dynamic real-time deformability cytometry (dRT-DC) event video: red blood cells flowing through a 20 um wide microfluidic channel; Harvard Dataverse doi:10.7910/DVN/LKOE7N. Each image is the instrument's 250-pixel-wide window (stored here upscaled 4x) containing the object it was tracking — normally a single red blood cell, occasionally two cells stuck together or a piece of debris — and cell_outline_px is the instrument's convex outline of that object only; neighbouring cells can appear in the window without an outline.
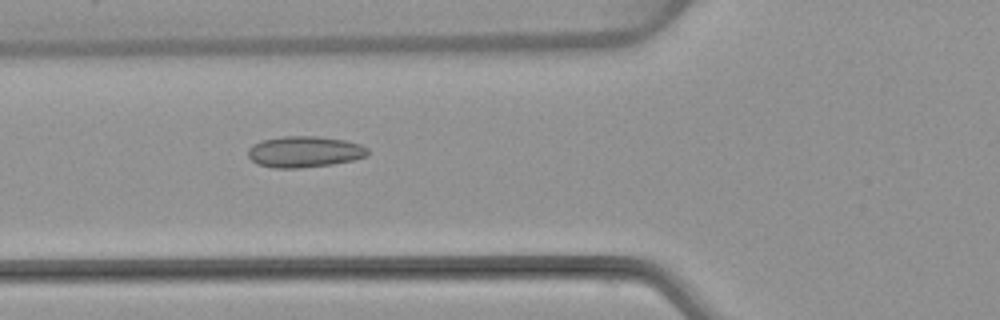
{"species": "common noctule bat (a hibernating species)", "species_latin": "Nyctalus noctula", "temperature_condition": "warm", "stored_images_in_passage": 6, "camera_frame_rate_fps": 3000, "um_per_image_px": 0.085, "animal": {"sex": "female", "body_mass_g": 22.7, "forearm_length_mm": 54.2}, "frame": {"image": 1, "passage_image": 6, "time_ms": 6.0, "image_size_px": [1000, 320], "cell_outline_px": [[368, 156], [352, 160], [332, 164], [300, 168], [272, 168], [256, 164], [248, 156], [248, 148], [252, 144], [260, 140], [284, 136], [316, 136], [344, 140], [360, 144], [368, 148]], "centroid_in_image_um": [25.85, 12.9], "position_along_channel_um": 100.0, "area_um2": 21.91}}